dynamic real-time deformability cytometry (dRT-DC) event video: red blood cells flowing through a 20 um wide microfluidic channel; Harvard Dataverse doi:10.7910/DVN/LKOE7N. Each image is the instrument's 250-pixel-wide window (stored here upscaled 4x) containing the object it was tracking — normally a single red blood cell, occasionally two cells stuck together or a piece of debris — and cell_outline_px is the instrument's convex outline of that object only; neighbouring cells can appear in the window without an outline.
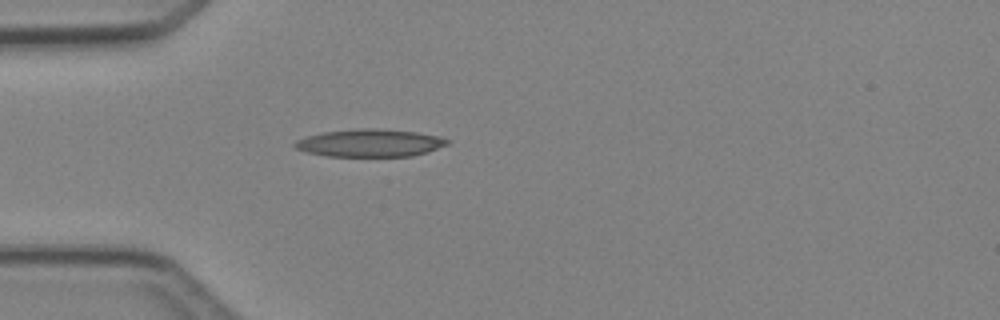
{"species": "Egyptian fruit bat (a non-hibernating species)", "species_latin": "Rousettus aegyptiacus", "temperature_condition": "cold", "stored_images_in_passage": 1, "camera_frame_rate_fps": 3000, "um_per_image_px": 0.085, "animal": {"sex": "female"}, "frame": {"image": 1, "passage_image": 1, "time_ms": 0.0, "image_size_px": [1000, 320], "cell_outline_px": [[452, 140], [448, 144], [428, 152], [412, 156], [328, 156], [308, 152], [296, 148], [292, 144], [296, 140], [308, 136], [324, 132], [360, 128], [376, 128], [416, 132], [440, 136]], "centroid_in_image_um": [31.49, 12.15], "position_along_channel_um": 53.5, "area_um2": 24.51}}